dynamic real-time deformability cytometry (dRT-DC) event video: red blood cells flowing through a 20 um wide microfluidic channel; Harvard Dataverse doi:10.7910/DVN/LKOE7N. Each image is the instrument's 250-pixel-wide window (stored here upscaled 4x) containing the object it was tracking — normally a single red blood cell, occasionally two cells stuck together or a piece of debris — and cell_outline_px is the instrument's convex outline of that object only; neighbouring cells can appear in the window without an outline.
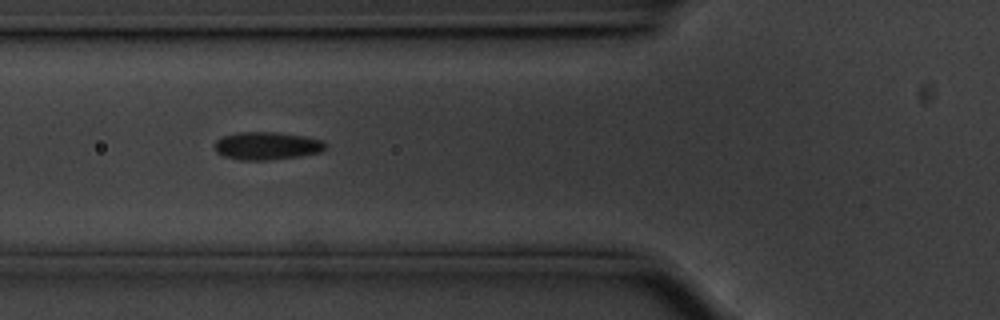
{"species": "common noctule bat (a hibernating species)", "species_latin": "Nyctalus noctula", "temperature_condition": "cold", "stored_images_in_passage": 52, "camera_frame_rate_fps": 3000, "um_per_image_px": 0.085, "animal": {"sex": "male", "body_mass_g": 20.1, "forearm_length_mm": 53.5}, "frame": {"image": 1, "passage_image": 19, "time_ms": 6.0, "image_size_px": [1000, 320], "cell_outline_px": [[328, 144], [320, 152], [300, 156], [268, 160], [240, 160], [224, 156], [216, 152], [216, 140], [220, 136], [236, 132], [276, 132], [304, 136], [324, 140]], "centroid_in_image_um": [22.69, 12.38], "position_along_channel_um": 103.1, "area_um2": 18.09}}
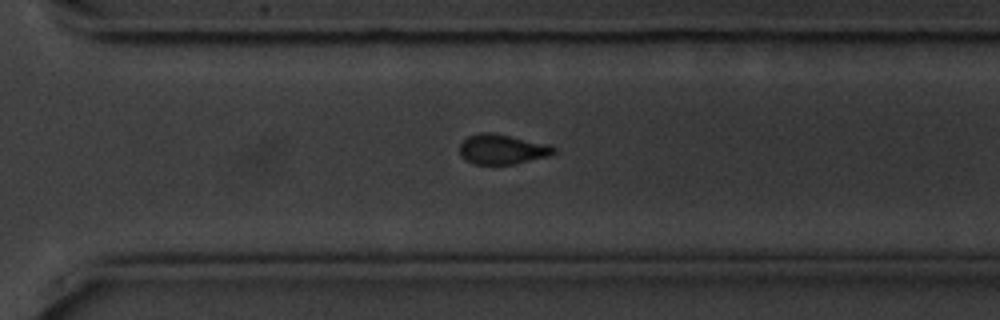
{"frame": {"image": 2, "passage_image": 38, "time_ms": 12.333, "image_size_px": [1000, 320], "cell_outline_px": [[556, 152], [548, 156], [512, 164], [472, 164], [464, 160], [460, 156], [460, 144], [468, 136], [480, 132], [492, 132], [548, 144], [556, 148]], "centroid_in_image_um": [42.65, 12.68], "position_along_channel_um": 328.0, "area_um2": 16.42}}
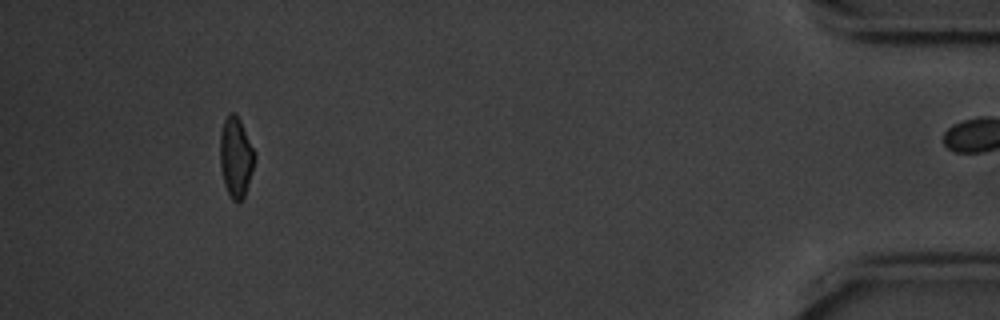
{"frame": {"image": 3, "passage_image": 51, "time_ms": 16.667, "image_size_px": [1000, 320], "cell_outline_px": [[256, 156], [244, 196], [240, 200], [232, 200], [224, 184], [220, 164], [220, 132], [224, 120], [228, 112], [236, 112], [256, 152]], "centroid_in_image_um": [20.04, 13.28], "position_along_channel_um": 415.2, "area_um2": 16.13}}